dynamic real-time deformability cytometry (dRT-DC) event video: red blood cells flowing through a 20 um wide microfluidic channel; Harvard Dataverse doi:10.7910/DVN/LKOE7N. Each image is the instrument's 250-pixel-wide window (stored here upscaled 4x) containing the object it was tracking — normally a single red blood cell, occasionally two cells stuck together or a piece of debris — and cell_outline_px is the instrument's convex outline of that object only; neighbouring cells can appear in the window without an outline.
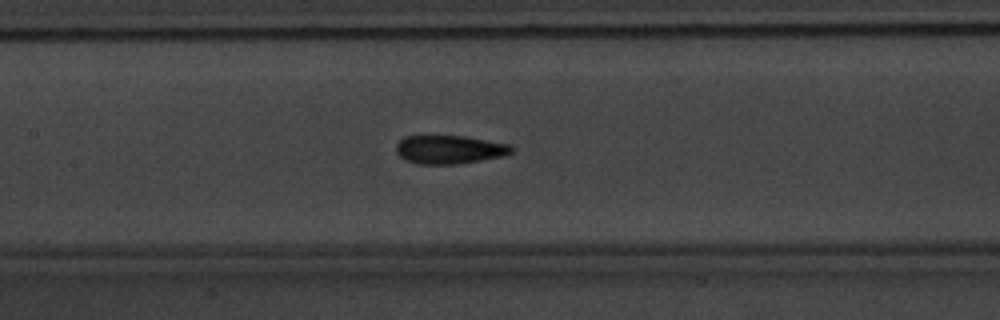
{"species": "common noctule bat (a hibernating species)", "species_latin": "Nyctalus noctula", "temperature_condition": "warm", "stored_images_in_passage": 40, "camera_frame_rate_fps": 3000, "um_per_image_px": 0.085, "animal": {"sex": "male", "body_mass_g": 20.1, "forearm_length_mm": 53.5}, "frame": {"image": 1, "passage_image": 15, "time_ms": 4.667, "image_size_px": [1000, 320], "cell_outline_px": [[512, 152], [504, 156], [456, 164], [416, 164], [404, 160], [396, 152], [396, 144], [404, 136], [464, 136], [508, 144], [512, 148]], "centroid_in_image_um": [38.15, 12.71], "position_along_channel_um": 169.2, "area_um2": 19.07}}
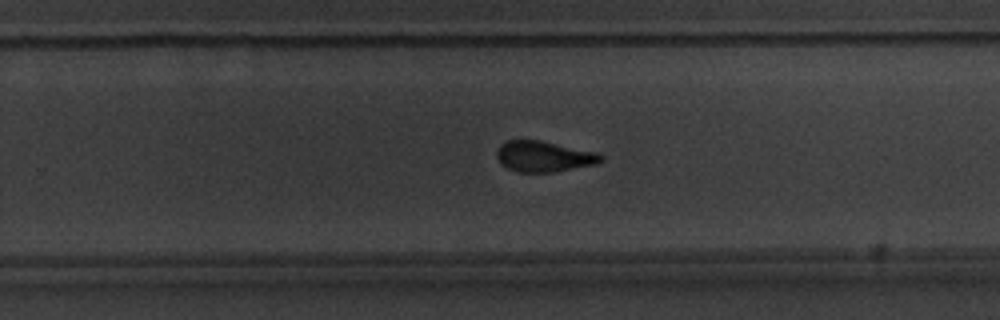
{"frame": {"image": 2, "passage_image": 24, "time_ms": 7.667, "image_size_px": [1000, 320], "cell_outline_px": [[604, 156], [596, 164], [552, 172], [516, 172], [500, 164], [496, 156], [496, 152], [500, 144], [508, 140], [540, 140], [596, 152]], "centroid_in_image_um": [46.18, 13.29], "position_along_channel_um": 283.6, "area_um2": 18.61}}
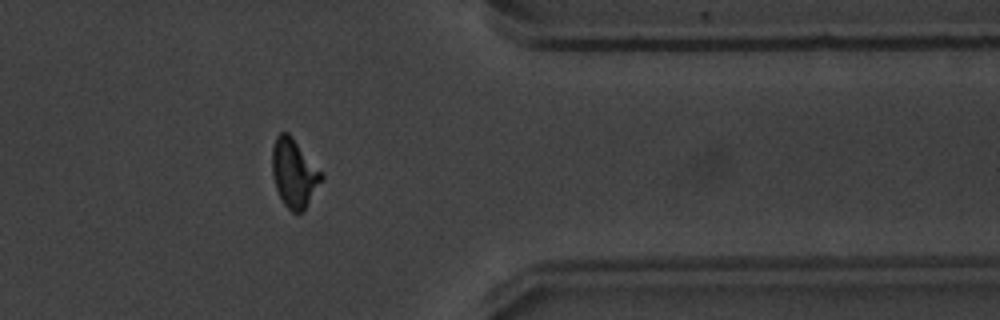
{"frame": {"image": 3, "passage_image": 33, "time_ms": 10.667, "image_size_px": [1000, 320], "cell_outline_px": [[324, 176], [304, 212], [292, 212], [284, 204], [276, 188], [272, 172], [272, 148], [276, 136], [280, 132], [288, 132], [292, 136], [324, 172]], "centroid_in_image_um": [25.02, 14.69], "position_along_channel_um": 386.4, "area_um2": 19.88}}